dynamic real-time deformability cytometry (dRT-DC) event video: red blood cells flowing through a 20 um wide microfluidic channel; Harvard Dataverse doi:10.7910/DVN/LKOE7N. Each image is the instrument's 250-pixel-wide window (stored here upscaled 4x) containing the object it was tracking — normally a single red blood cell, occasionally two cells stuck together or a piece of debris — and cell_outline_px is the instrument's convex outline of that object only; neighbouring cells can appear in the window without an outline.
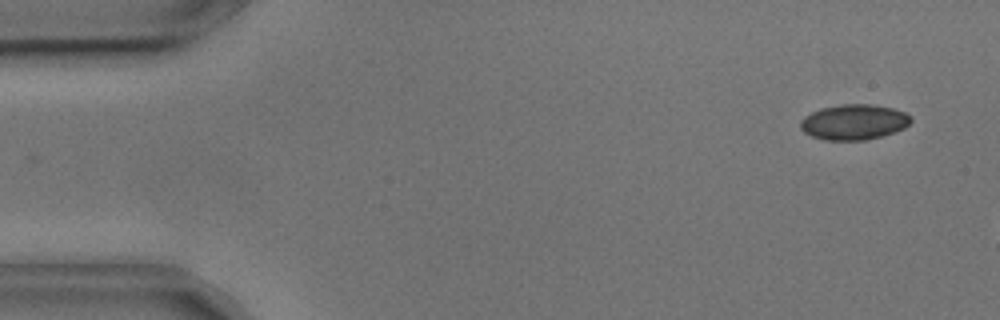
{"species": "common noctule bat (a hibernating species)", "species_latin": "Nyctalus noctula", "temperature_condition": "cold", "stored_images_in_passage": 7, "camera_frame_rate_fps": 3000, "um_per_image_px": 0.085, "animal": {"sex": "male", "body_mass_g": 17.9, "forearm_length_mm": 54.2}, "frame": {"image": 1, "passage_image": 1, "time_ms": 0.0, "image_size_px": [1000, 320], "cell_outline_px": [[912, 120], [904, 128], [880, 136], [864, 140], [824, 140], [812, 136], [804, 132], [800, 128], [800, 120], [804, 116], [820, 108], [840, 104], [872, 104], [892, 108], [904, 112], [912, 116]], "centroid_in_image_um": [72.56, 10.36], "position_along_channel_um": 12.4, "area_um2": 22.77}}